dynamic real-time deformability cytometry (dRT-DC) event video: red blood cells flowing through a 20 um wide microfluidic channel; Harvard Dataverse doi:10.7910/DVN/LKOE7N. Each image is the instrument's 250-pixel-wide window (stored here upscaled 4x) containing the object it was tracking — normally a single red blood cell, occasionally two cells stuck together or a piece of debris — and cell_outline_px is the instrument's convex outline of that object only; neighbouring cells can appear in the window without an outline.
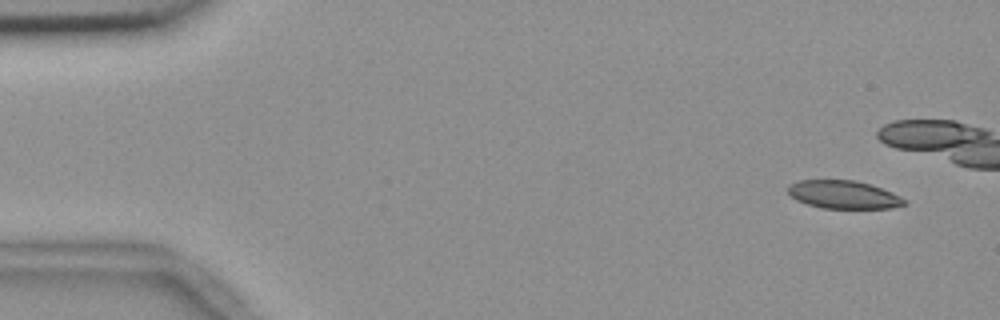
{"species": "common noctule bat (a hibernating species)", "species_latin": "Nyctalus noctula", "temperature_condition": "room temperature", "stored_images_in_passage": 41, "camera_frame_rate_fps": 3000, "um_per_image_px": 0.085, "animal": {"sex": "female", "body_mass_g": 18.4}, "frame": {"image": 1, "passage_image": 1, "time_ms": 0.0, "image_size_px": [1000, 320], "cell_outline_px": [[908, 200], [904, 204], [892, 208], [820, 208], [796, 200], [788, 192], [788, 184], [800, 180], [852, 180], [868, 184], [892, 192]], "centroid_in_image_um": [71.69, 16.54], "position_along_channel_um": 13.3, "area_um2": 18.9}}
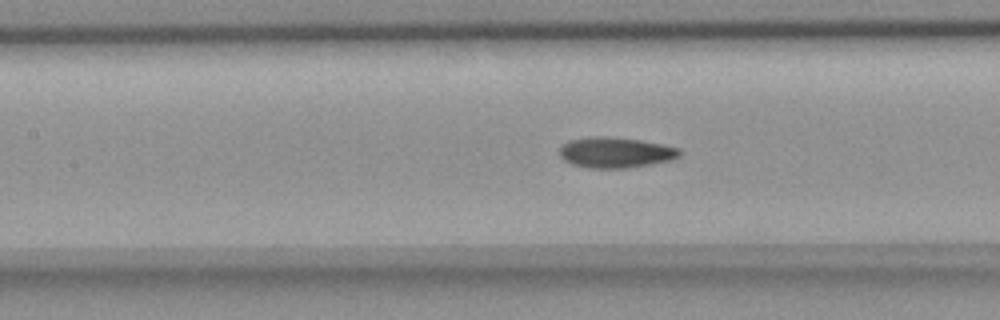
{"frame": {"image": 2, "passage_image": 22, "time_ms": 7.0, "image_size_px": [1000, 320], "cell_outline_px": [[680, 156], [672, 160], [624, 168], [588, 168], [572, 164], [564, 160], [560, 156], [560, 148], [568, 140], [592, 136], [604, 136], [640, 140], [664, 144], [680, 148]], "centroid_in_image_um": [52.32, 12.95], "position_along_channel_um": 155.1, "area_um2": 21.39}}
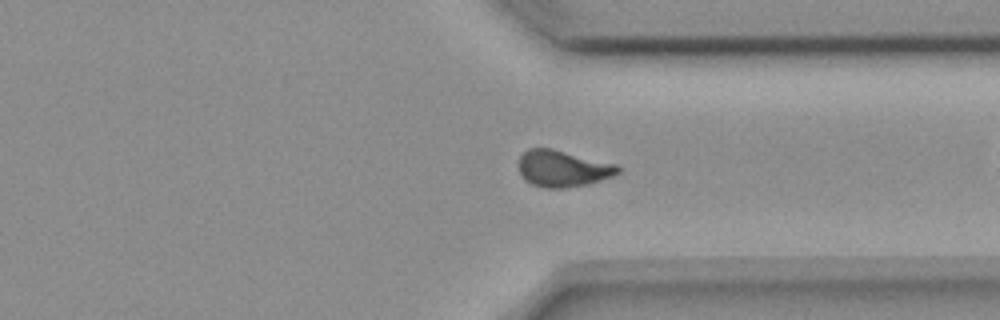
{"frame": {"image": 3, "passage_image": 39, "time_ms": 12.667, "image_size_px": [1000, 320], "cell_outline_px": [[620, 172], [612, 176], [588, 184], [564, 188], [544, 188], [532, 184], [524, 180], [520, 172], [520, 156], [528, 148], [552, 148], [616, 164], [620, 168]], "centroid_in_image_um": [47.83, 14.33], "position_along_channel_um": 363.6, "area_um2": 21.04}}